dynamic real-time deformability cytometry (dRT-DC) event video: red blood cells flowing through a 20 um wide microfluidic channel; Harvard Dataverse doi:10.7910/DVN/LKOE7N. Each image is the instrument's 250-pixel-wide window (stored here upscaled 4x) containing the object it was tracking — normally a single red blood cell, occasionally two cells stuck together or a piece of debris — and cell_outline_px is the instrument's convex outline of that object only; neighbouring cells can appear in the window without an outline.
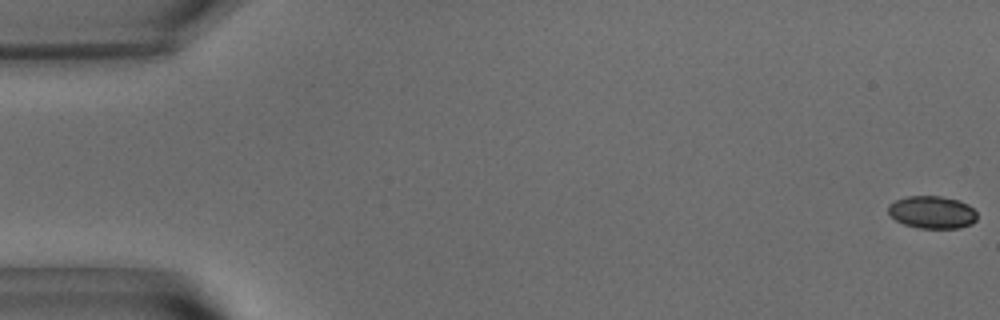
{"species": "common noctule bat (a hibernating species)", "species_latin": "Nyctalus noctula", "temperature_condition": "warm", "stored_images_in_passage": 16, "camera_frame_rate_fps": 3000, "um_per_image_px": 0.085, "animal": {"sex": "male", "body_mass_g": 15.6}, "frame": {"image": 1, "passage_image": 1, "time_ms": 0.0, "image_size_px": [1000, 320], "cell_outline_px": [[976, 220], [972, 224], [960, 228], [920, 228], [904, 224], [896, 220], [888, 212], [888, 204], [896, 200], [908, 196], [940, 196], [960, 200], [968, 204], [976, 212]], "centroid_in_image_um": [79.25, 18.04], "position_along_channel_um": 5.8, "area_um2": 16.88}}